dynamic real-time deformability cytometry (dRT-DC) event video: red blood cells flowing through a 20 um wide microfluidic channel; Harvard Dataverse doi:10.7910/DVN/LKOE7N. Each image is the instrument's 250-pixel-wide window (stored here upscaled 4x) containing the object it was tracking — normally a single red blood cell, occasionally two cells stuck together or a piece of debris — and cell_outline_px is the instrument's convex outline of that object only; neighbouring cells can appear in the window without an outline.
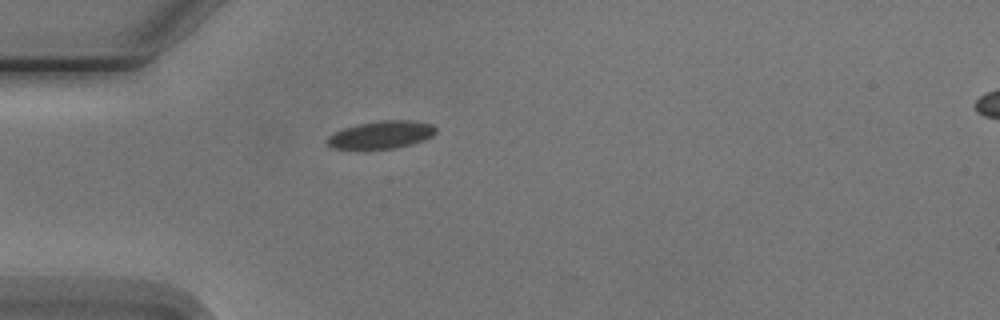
{"species": "Egyptian fruit bat (a non-hibernating species)", "species_latin": "Rousettus aegyptiacus", "temperature_condition": "cold", "stored_images_in_passage": 1, "camera_frame_rate_fps": 3000, "um_per_image_px": 0.085, "animal": {"sex": "male"}, "frame": {"image": 1, "passage_image": 1, "time_ms": 0.0, "image_size_px": [1000, 320], "cell_outline_px": [[436, 132], [432, 136], [424, 140], [412, 144], [396, 148], [332, 148], [328, 144], [328, 136], [344, 128], [360, 124], [380, 120], [408, 120], [432, 124], [436, 128]], "centroid_in_image_um": [32.46, 11.44], "position_along_channel_um": 52.5, "area_um2": 17.17}}